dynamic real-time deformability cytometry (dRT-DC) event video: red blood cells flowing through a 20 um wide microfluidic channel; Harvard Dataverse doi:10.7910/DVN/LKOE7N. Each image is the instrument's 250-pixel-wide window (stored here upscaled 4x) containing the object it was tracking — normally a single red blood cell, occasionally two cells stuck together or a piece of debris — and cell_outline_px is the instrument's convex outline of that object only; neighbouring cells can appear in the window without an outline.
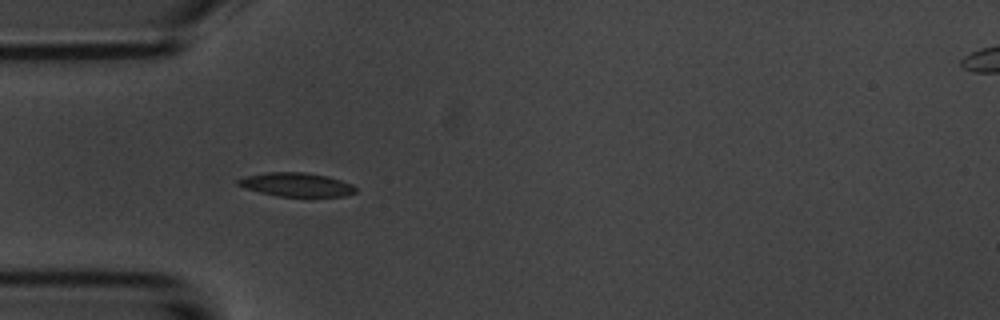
{"species": "common noctule bat (a hibernating species)", "species_latin": "Nyctalus noctula", "temperature_condition": "room temperature", "stored_images_in_passage": 6, "camera_frame_rate_fps": 3000, "um_per_image_px": 0.085, "animal": {"sex": "male", "body_mass_g": 20.1, "forearm_length_mm": 53.5}, "frame": {"image": 1, "passage_image": 5, "time_ms": 4.667, "image_size_px": [1000, 320], "cell_outline_px": [[356, 192], [344, 196], [276, 196], [244, 188], [236, 184], [236, 180], [244, 176], [268, 172], [304, 172], [328, 176], [352, 184], [356, 188]], "centroid_in_image_um": [25.16, 15.69], "position_along_channel_um": 59.8, "area_um2": 16.3}}